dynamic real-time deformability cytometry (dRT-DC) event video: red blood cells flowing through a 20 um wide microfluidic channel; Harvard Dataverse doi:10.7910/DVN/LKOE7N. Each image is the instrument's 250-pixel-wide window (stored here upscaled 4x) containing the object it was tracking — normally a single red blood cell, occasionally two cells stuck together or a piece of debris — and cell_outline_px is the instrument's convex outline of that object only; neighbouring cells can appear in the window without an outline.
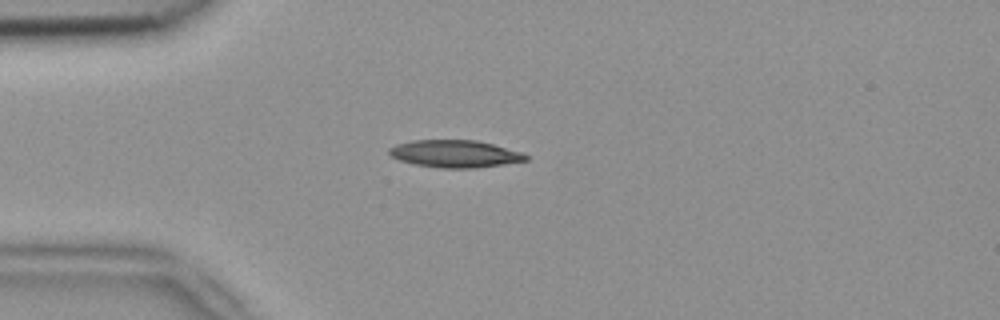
{"species": "common noctule bat (a hibernating species)", "species_latin": "Nyctalus noctula", "temperature_condition": "room temperature", "stored_images_in_passage": 1, "camera_frame_rate_fps": 3000, "um_per_image_px": 0.085, "animal": {"sex": "female", "body_mass_g": 18.4}, "frame": {"image": 1, "passage_image": 1, "time_ms": 0.0, "image_size_px": [1000, 320], "cell_outline_px": [[528, 160], [504, 164], [476, 168], [440, 168], [416, 164], [400, 160], [392, 156], [388, 152], [388, 148], [396, 144], [412, 140], [476, 140], [492, 144], [520, 152], [528, 156]], "centroid_in_image_um": [38.65, 13.07], "position_along_channel_um": 46.4, "area_um2": 21.62}}